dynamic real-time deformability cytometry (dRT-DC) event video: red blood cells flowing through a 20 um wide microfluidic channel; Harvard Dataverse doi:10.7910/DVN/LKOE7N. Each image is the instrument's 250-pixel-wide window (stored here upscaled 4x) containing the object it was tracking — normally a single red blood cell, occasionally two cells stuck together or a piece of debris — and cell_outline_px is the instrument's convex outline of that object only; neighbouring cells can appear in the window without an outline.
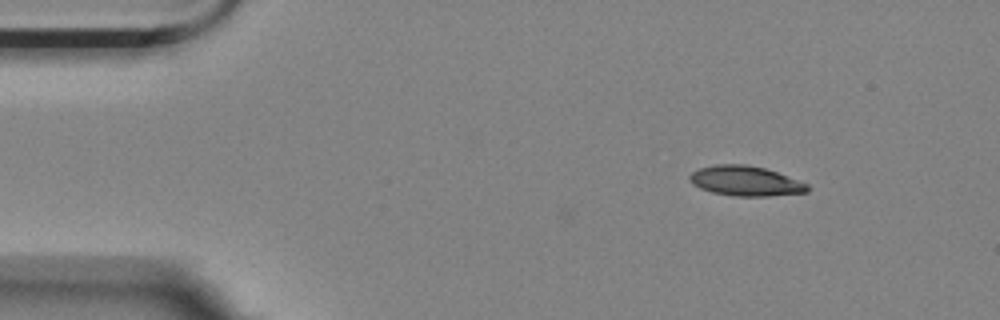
{"species": "Egyptian fruit bat (a non-hibernating species)", "species_latin": "Rousettus aegyptiacus", "temperature_condition": "room temperature", "stored_images_in_passage": 3, "camera_frame_rate_fps": 3000, "um_per_image_px": 0.085, "animal": {"sex": "female"}, "frame": {"image": 1, "passage_image": 1, "time_ms": 0.0, "image_size_px": [1000, 320], "cell_outline_px": [[808, 192], [768, 196], [736, 196], [712, 192], [700, 188], [692, 184], [688, 180], [688, 176], [692, 172], [700, 168], [716, 164], [748, 164], [764, 168], [776, 172], [808, 184]], "centroid_in_image_um": [63.33, 15.38], "position_along_channel_um": 21.7, "area_um2": 20.46}}
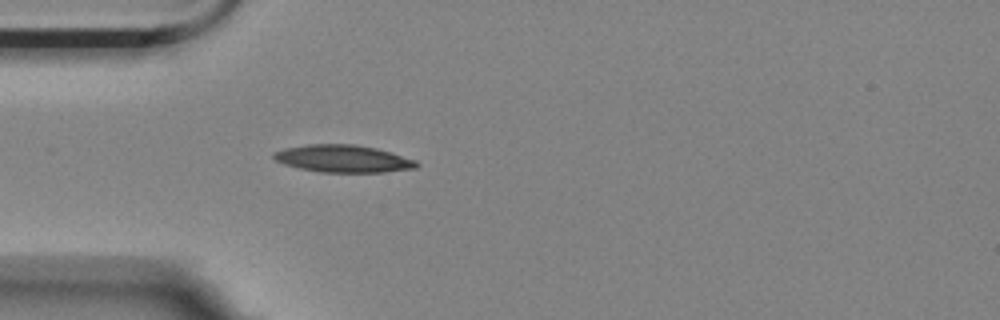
{"frame": {"image": 2, "passage_image": 3, "time_ms": 0.667, "image_size_px": [1000, 320], "cell_outline_px": [[420, 164], [416, 168], [384, 172], [320, 172], [300, 168], [284, 164], [276, 160], [272, 156], [272, 152], [284, 148], [308, 144], [352, 144], [376, 148], [416, 160]], "centroid_in_image_um": [29.15, 13.48], "position_along_channel_um": 55.9, "area_um2": 22.72}}